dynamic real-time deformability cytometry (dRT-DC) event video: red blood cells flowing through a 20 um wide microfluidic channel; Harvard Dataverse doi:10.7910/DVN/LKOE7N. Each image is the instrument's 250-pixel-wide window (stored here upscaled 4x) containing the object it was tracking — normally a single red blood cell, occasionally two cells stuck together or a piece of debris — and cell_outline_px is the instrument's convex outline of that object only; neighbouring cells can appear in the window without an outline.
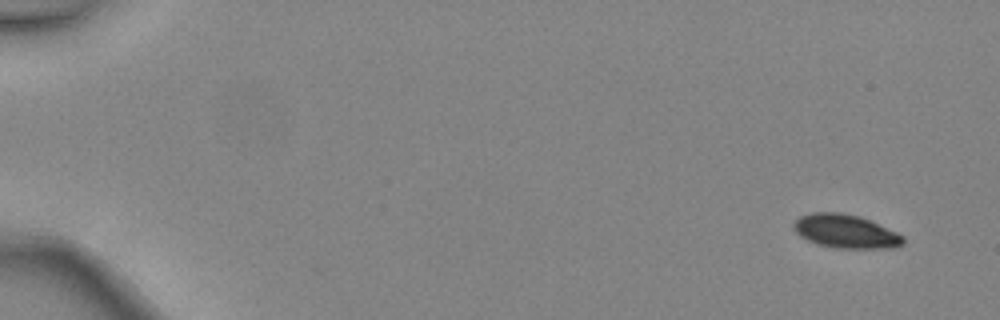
{"species": "common noctule bat (a hibernating species)", "species_latin": "Nyctalus noctula", "temperature_condition": "warm", "stored_images_in_passage": 3, "camera_frame_rate_fps": 3000, "um_per_image_px": 0.085, "animal": {"sex": "female", "body_mass_g": 24.6, "forearm_length_mm": 56.2}, "frame": {"image": 1, "passage_image": 3, "time_ms": 0.667, "image_size_px": [1000, 320], "cell_outline_px": [[904, 244], [892, 248], [836, 248], [816, 244], [800, 236], [796, 232], [792, 224], [800, 216], [812, 212], [840, 212], [860, 216], [896, 232], [904, 236]], "centroid_in_image_um": [71.87, 19.66], "position_along_channel_um": 13.1, "area_um2": 21.44}}